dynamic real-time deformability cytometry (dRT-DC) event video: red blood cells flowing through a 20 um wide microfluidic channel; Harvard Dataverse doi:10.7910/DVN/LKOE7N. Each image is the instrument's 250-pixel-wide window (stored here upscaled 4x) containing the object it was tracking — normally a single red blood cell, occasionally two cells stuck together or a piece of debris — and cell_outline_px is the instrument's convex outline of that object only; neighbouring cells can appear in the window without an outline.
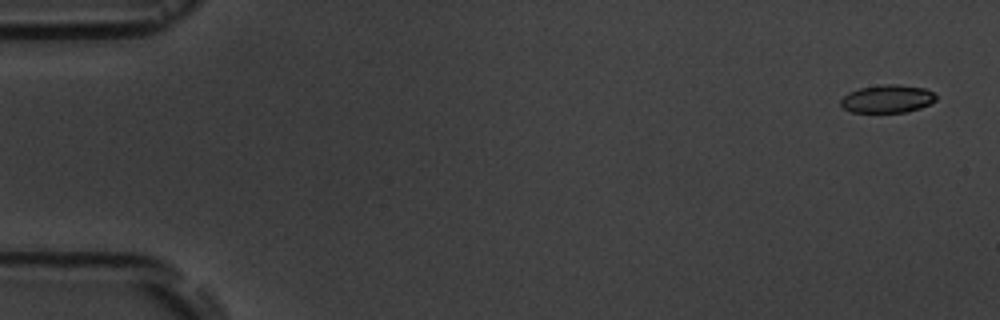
{"species": "common noctule bat (a hibernating species)", "species_latin": "Nyctalus noctula", "temperature_condition": "room temperature", "stored_images_in_passage": 8, "camera_frame_rate_fps": 3000, "um_per_image_px": 0.085, "animal": {"sex": "male", "body_mass_g": 19.5, "forearm_length_mm": 54.6}, "frame": {"image": 1, "passage_image": 1, "time_ms": 0.0, "image_size_px": [1000, 320], "cell_outline_px": [[936, 100], [920, 108], [908, 112], [852, 112], [844, 108], [840, 104], [840, 100], [848, 92], [860, 88], [884, 84], [900, 84], [924, 88], [932, 92], [936, 96]], "centroid_in_image_um": [75.42, 8.39], "position_along_channel_um": 9.6, "area_um2": 15.49}}
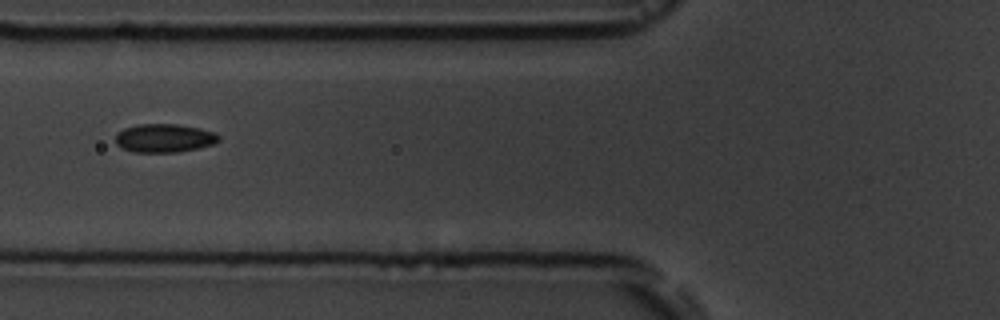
{"frame": {"image": 2, "passage_image": 7, "time_ms": 6.667, "image_size_px": [1000, 320], "cell_outline_px": [[220, 140], [212, 144], [196, 148], [176, 152], [136, 152], [120, 148], [116, 144], [116, 132], [124, 128], [136, 124], [176, 124], [200, 128], [212, 132], [220, 136]], "centroid_in_image_um": [13.91, 11.73], "position_along_channel_um": 111.9, "area_um2": 17.11}}
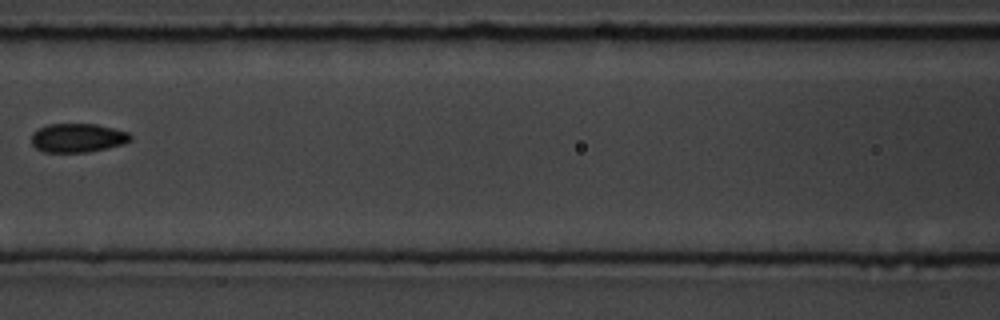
{"frame": {"image": 3, "passage_image": 8, "time_ms": 8.0, "image_size_px": [1000, 320], "cell_outline_px": [[132, 140], [124, 144], [108, 148], [88, 152], [44, 152], [36, 148], [32, 144], [32, 132], [48, 124], [96, 124], [128, 132], [132, 136]], "centroid_in_image_um": [6.62, 11.72], "position_along_channel_um": 160.0, "area_um2": 16.7}}